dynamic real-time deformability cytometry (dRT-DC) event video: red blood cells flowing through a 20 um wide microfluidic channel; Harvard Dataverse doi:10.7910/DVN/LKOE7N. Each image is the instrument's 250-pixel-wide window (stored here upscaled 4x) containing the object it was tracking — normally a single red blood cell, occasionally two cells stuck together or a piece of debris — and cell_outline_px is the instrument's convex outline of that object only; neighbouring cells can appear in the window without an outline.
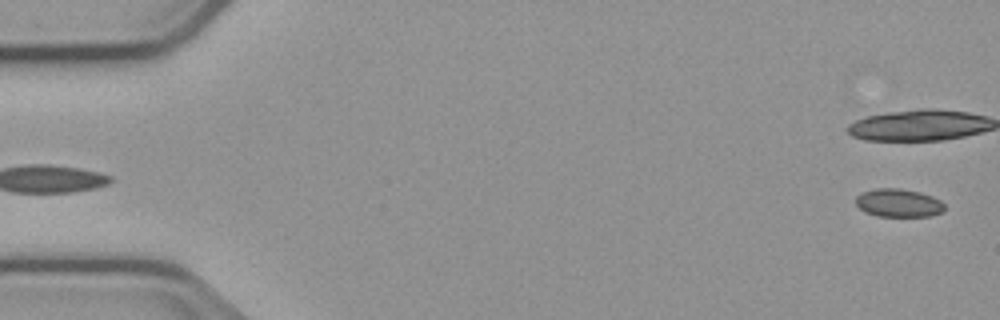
{"species": "common noctule bat (a hibernating species)", "species_latin": "Nyctalus noctula", "temperature_condition": "cold", "stored_images_in_passage": 19, "camera_frame_rate_fps": 3000, "um_per_image_px": 0.085, "animal": {"sex": "male", "body_mass_g": 23.1, "forearm_length_mm": 52.7}, "frame": {"image": 1, "passage_image": 1, "time_ms": 0.0, "image_size_px": [1000, 320], "cell_outline_px": [[944, 212], [932, 216], [876, 216], [864, 212], [856, 204], [856, 196], [864, 192], [876, 188], [900, 188], [920, 192], [932, 196], [940, 200], [944, 204]], "centroid_in_image_um": [76.39, 17.25], "position_along_channel_um": 8.6, "area_um2": 14.68}}